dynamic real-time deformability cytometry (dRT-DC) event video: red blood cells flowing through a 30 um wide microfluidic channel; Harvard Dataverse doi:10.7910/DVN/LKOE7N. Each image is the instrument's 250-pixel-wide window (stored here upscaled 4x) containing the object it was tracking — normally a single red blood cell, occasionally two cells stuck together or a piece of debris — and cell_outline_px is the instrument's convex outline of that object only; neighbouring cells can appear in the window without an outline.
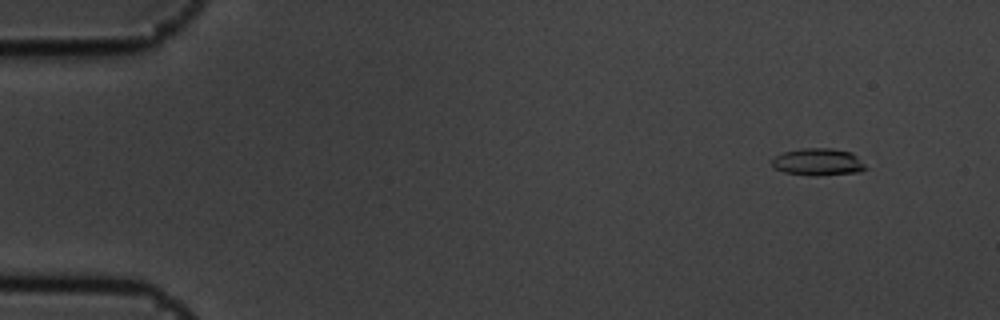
{"species": "common noctule bat (a hibernating species)", "species_latin": "Nyctalus noctula", "temperature_condition": "cold", "stored_images_in_passage": 6, "camera_frame_rate_fps": 3000, "um_per_image_px": 0.085, "animal": {"sex": "male", "body_mass_g": 19.5, "forearm_length_mm": 54.6}, "frame": {"image": 1, "passage_image": 2, "time_ms": 0.333, "image_size_px": [1000, 320], "cell_outline_px": [[868, 168], [860, 172], [816, 176], [784, 172], [772, 168], [772, 160], [776, 156], [784, 152], [800, 148], [832, 148], [852, 152]], "centroid_in_image_um": [69.54, 13.77], "position_along_channel_um": 15.5, "area_um2": 14.91}}
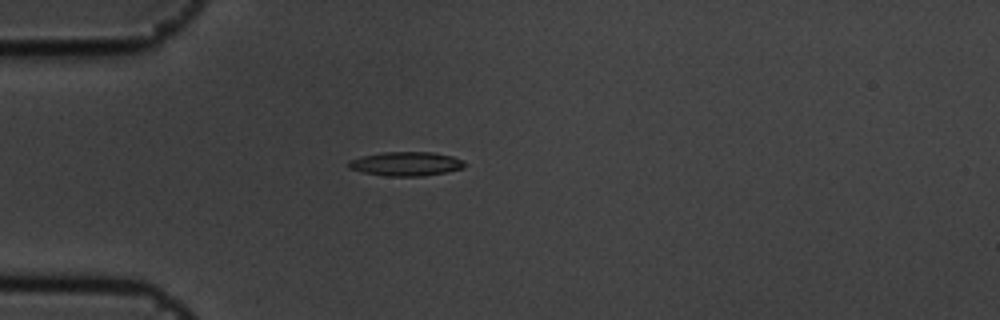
{"frame": {"image": 2, "passage_image": 5, "time_ms": 1.333, "image_size_px": [1000, 320], "cell_outline_px": [[468, 164], [464, 168], [424, 176], [384, 176], [364, 172], [348, 168], [348, 160], [364, 156], [384, 152], [432, 152], [452, 156], [464, 160]], "centroid_in_image_um": [34.55, 13.92], "position_along_channel_um": 50.5, "area_um2": 16.3}}